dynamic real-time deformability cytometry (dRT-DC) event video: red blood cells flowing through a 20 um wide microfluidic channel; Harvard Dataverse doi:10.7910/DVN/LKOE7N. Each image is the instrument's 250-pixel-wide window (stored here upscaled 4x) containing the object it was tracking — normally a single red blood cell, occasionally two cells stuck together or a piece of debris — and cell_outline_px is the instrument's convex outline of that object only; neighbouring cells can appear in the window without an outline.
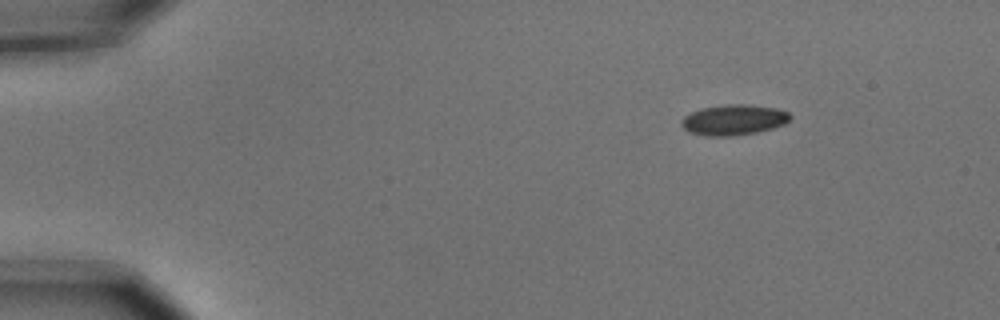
{"species": "common noctule bat (a hibernating species)", "species_latin": "Nyctalus noctula", "temperature_condition": "cold", "stored_images_in_passage": 9, "camera_frame_rate_fps": 3000, "um_per_image_px": 0.085, "animal": {"sex": "male", "body_mass_g": 15.6}, "frame": {"image": 1, "passage_image": 1, "time_ms": 0.0, "image_size_px": [1000, 320], "cell_outline_px": [[792, 116], [784, 124], [772, 128], [756, 132], [732, 136], [708, 136], [688, 132], [680, 124], [680, 120], [684, 116], [700, 108], [724, 104], [744, 104], [776, 108], [788, 112]], "centroid_in_image_um": [62.33, 10.18], "position_along_channel_um": 22.7, "area_um2": 19.36}}
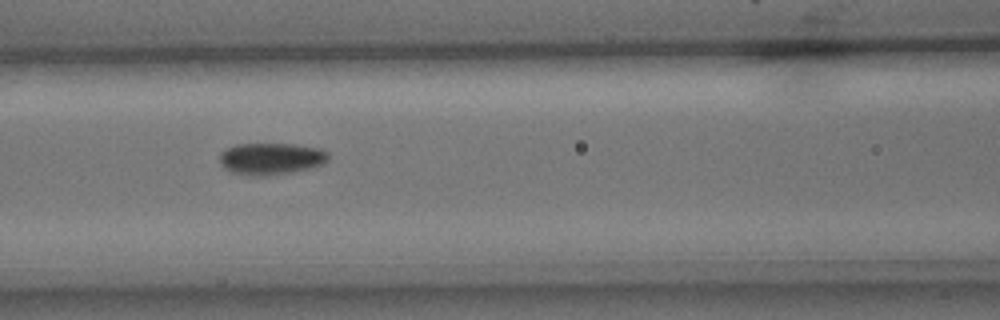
{"frame": {"image": 2, "passage_image": 6, "time_ms": 1.667, "image_size_px": [1000, 320], "cell_outline_px": [[328, 160], [324, 164], [312, 168], [292, 172], [268, 176], [252, 176], [232, 172], [224, 168], [220, 164], [220, 152], [236, 144], [292, 144], [320, 148], [328, 152]], "centroid_in_image_um": [23.05, 13.5], "position_along_channel_um": 143.5, "area_um2": 20.35}}
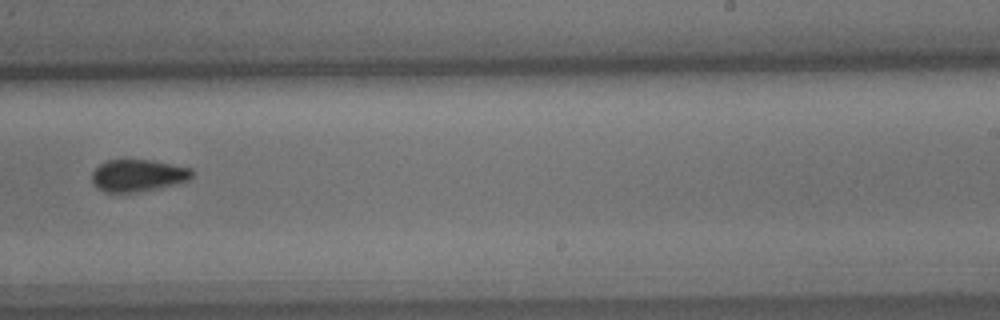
{"frame": {"image": 3, "passage_image": 9, "time_ms": 2.667, "image_size_px": [1000, 320], "cell_outline_px": [[196, 172], [188, 180], [156, 188], [136, 192], [104, 192], [96, 188], [92, 184], [92, 172], [100, 164], [108, 160], [152, 160], [192, 168]], "centroid_in_image_um": [11.71, 14.91], "position_along_channel_um": 277.3, "area_um2": 18.67}}